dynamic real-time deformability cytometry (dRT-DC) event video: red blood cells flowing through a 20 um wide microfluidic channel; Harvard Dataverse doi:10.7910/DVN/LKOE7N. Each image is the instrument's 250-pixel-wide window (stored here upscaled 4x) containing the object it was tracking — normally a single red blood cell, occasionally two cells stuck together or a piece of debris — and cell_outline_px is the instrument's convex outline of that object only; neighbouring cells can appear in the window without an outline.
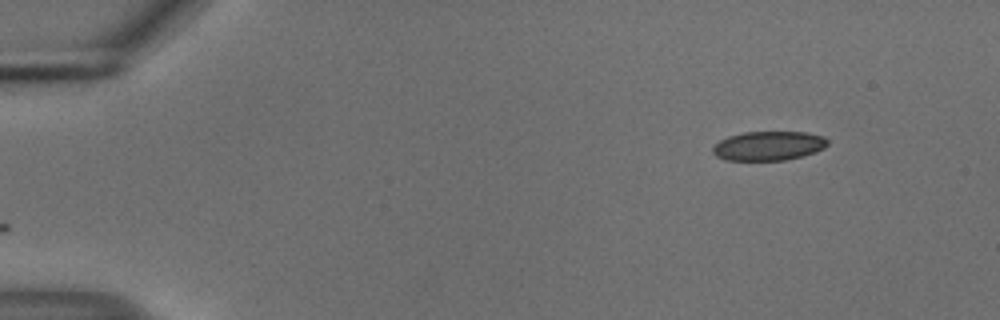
{"species": "common noctule bat (a hibernating species)", "species_latin": "Nyctalus noctula", "temperature_condition": "cold", "stored_images_in_passage": 4, "camera_frame_rate_fps": 3000, "um_per_image_px": 0.085, "animal": {"sex": "male", "body_mass_g": 18.8}, "frame": {"image": 1, "passage_image": 1, "time_ms": 0.0, "image_size_px": [1000, 320], "cell_outline_px": [[828, 144], [824, 148], [816, 152], [784, 160], [724, 160], [716, 156], [712, 152], [712, 148], [720, 140], [728, 136], [744, 132], [804, 132], [824, 136], [828, 140]], "centroid_in_image_um": [65.32, 12.39], "position_along_channel_um": 19.7, "area_um2": 19.54}}